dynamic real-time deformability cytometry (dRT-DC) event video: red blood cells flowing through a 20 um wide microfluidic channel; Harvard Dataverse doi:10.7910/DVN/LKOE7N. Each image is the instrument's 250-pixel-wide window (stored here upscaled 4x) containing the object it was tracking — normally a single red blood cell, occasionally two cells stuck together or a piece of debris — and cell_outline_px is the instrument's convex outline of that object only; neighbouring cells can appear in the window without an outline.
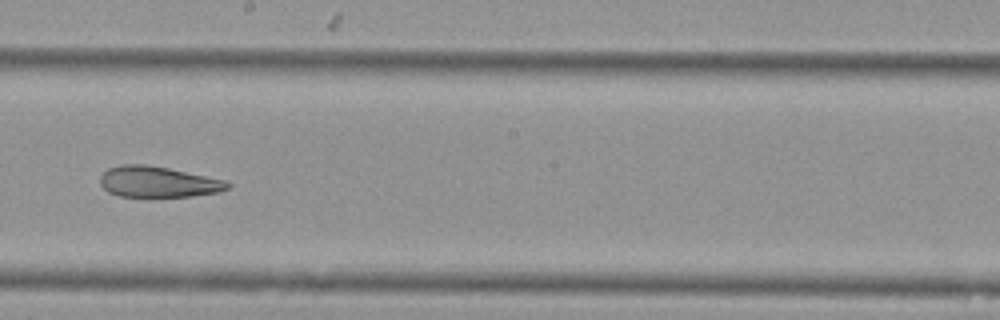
{"species": "Egyptian fruit bat (a non-hibernating species)", "species_latin": "Rousettus aegyptiacus", "temperature_condition": "cold", "stored_images_in_passage": 53, "camera_frame_rate_fps": 3000, "um_per_image_px": 0.085, "animal": {"sex": "female"}, "frame": {"image": 1, "passage_image": 31, "time_ms": 10.0, "image_size_px": [1000, 320], "cell_outline_px": [[232, 184], [228, 188], [216, 192], [192, 196], [152, 200], [120, 196], [108, 192], [100, 184], [100, 176], [108, 168], [120, 164], [144, 164], [168, 168], [224, 180]], "centroid_in_image_um": [13.38, 15.51], "position_along_channel_um": 234.8, "area_um2": 23.7}, "authors_computed_cell_mechanics": {"area_um2": 27.3972, "velocity_mm_per_s": 3.6892, "shape_relaxation_time_tau1_ms": null, "shape_relaxation_time_tau2_ms": 5.6612, "deformation_change_tau1": null, "deformation_change_tau2": 0.1465}}